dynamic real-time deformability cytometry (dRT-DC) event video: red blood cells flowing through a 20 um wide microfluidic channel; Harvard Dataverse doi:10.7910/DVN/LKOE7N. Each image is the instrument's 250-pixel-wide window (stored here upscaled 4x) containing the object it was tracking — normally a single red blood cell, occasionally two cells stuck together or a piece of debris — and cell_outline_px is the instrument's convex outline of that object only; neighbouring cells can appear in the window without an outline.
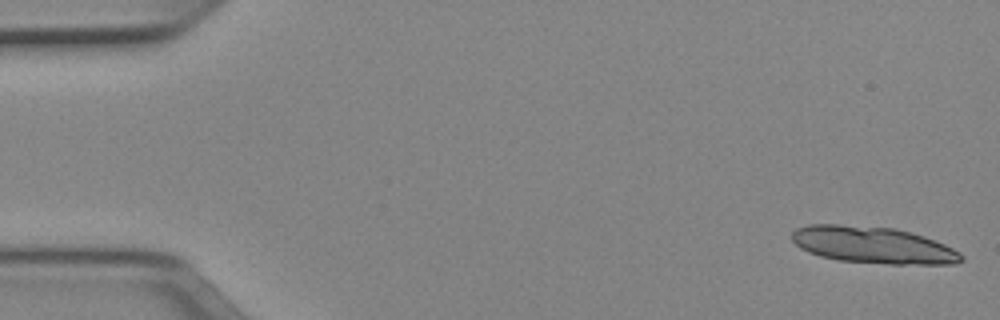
{"species": "Egyptian fruit bat (a non-hibernating species)", "species_latin": "Rousettus aegyptiacus", "temperature_condition": "cold", "stored_images_in_passage": 15, "camera_frame_rate_fps": 3000, "um_per_image_px": 0.085, "animal": {"sex": "female"}, "frame": {"image": 1, "passage_image": 1, "time_ms": 0.0, "image_size_px": [1000, 320], "cell_outline_px": [[964, 260], [956, 264], [888, 264], [840, 260], [820, 256], [808, 252], [800, 248], [792, 240], [792, 232], [796, 228], [808, 224], [840, 224], [896, 228], [924, 236], [944, 244], [960, 252], [964, 256]], "centroid_in_image_um": [74.21, 20.82], "position_along_channel_um": 10.8, "area_um2": 36.47}}